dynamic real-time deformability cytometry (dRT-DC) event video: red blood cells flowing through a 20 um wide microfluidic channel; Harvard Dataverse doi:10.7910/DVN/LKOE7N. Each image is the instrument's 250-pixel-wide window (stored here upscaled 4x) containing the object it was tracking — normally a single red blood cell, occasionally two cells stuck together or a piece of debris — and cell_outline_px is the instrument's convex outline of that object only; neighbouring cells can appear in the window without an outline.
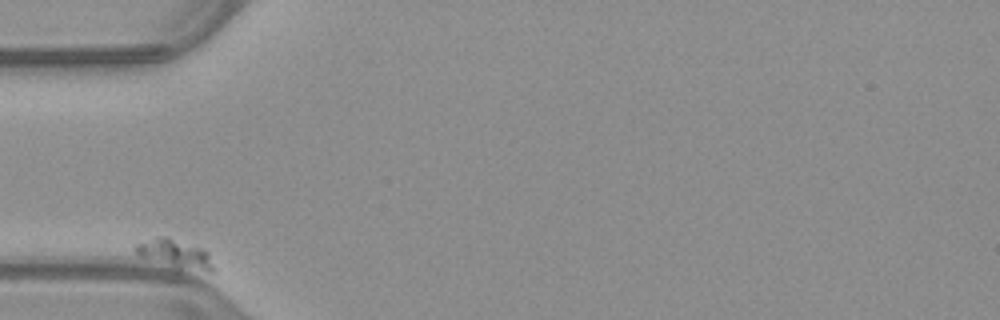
{"species": "common noctule bat (a hibernating species)", "species_latin": "Nyctalus noctula", "temperature_condition": "warm", "stored_images_in_passage": 39, "camera_frame_rate_fps": 3000, "um_per_image_px": 0.085, "animal": {"sex": "male", "body_mass_g": 23.1, "forearm_length_mm": 52.7}, "frame": {"image": 1, "passage_image": 1, "time_ms": 0.0, "image_size_px": [1000, 320], "cell_outline_px": [[216, 272], [208, 272], [140, 256], [136, 252], [136, 244], [152, 236], [168, 236], [204, 248], [208, 252]], "centroid_in_image_um": [14.93, 21.49], "position_along_channel_um": 70.1, "area_um2": 12.43}}
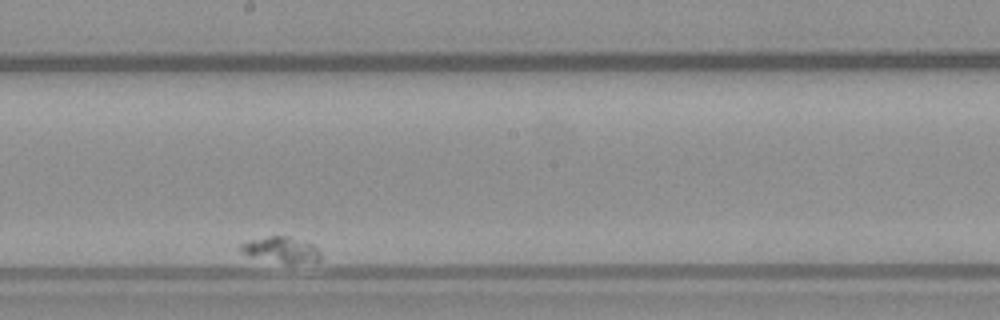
{"frame": {"image": 2, "passage_image": 23, "time_ms": 7.333, "image_size_px": [1000, 320], "cell_outline_px": [[320, 260], [292, 264], [248, 256], [240, 248], [240, 244], [248, 240], [272, 236], [288, 236], [312, 244], [320, 252]], "centroid_in_image_um": [23.9, 21.22], "position_along_channel_um": 224.3, "area_um2": 11.73}}
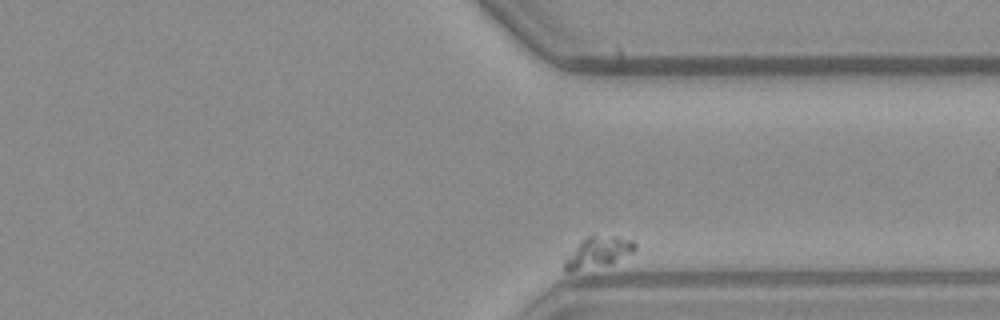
{"frame": {"image": 3, "passage_image": 39, "time_ms": 12.667, "image_size_px": [1000, 320], "cell_outline_px": [[636, 248], [632, 252], [612, 264], [572, 272], [564, 272], [564, 260], [580, 240], [588, 236], [616, 236], [632, 240], [636, 244]], "centroid_in_image_um": [50.81, 21.46], "position_along_channel_um": 360.6, "area_um2": 12.77}}